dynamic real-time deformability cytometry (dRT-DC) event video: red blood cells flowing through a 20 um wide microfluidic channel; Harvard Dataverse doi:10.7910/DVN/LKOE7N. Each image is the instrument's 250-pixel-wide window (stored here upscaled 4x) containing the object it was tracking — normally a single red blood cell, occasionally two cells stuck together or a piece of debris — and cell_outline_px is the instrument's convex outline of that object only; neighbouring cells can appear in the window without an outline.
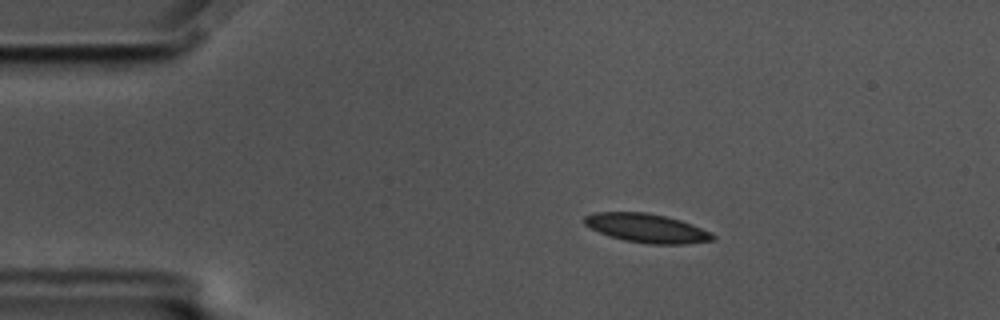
{"species": "common noctule bat (a hibernating species)", "species_latin": "Nyctalus noctula", "temperature_condition": "cold", "stored_images_in_passage": 49, "camera_frame_rate_fps": 3000, "um_per_image_px": 0.085, "animal": {"sex": "male", "body_mass_g": 17.5, "forearm_length_mm": 52.3}, "frame": {"image": 1, "passage_image": 2, "time_ms": 0.333, "image_size_px": [1000, 320], "cell_outline_px": [[716, 240], [684, 244], [648, 244], [624, 240], [600, 232], [584, 224], [584, 216], [592, 212], [648, 212], [680, 220], [692, 224], [712, 232], [716, 236]], "centroid_in_image_um": [55.01, 19.39], "position_along_channel_um": 30.0, "area_um2": 21.62}}
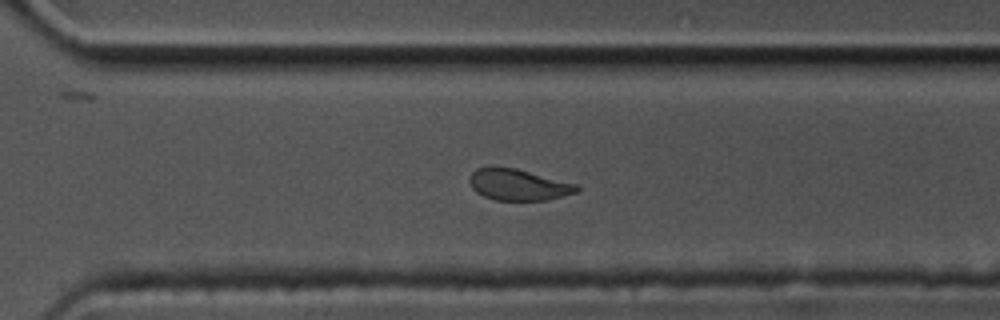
{"frame": {"image": 2, "passage_image": 32, "time_ms": 10.333, "image_size_px": [1000, 320], "cell_outline_px": [[580, 192], [548, 200], [496, 200], [484, 196], [476, 192], [472, 188], [468, 180], [468, 176], [476, 168], [516, 168], [580, 184]], "centroid_in_image_um": [44.12, 15.71], "position_along_channel_um": 326.5, "area_um2": 19.77}}
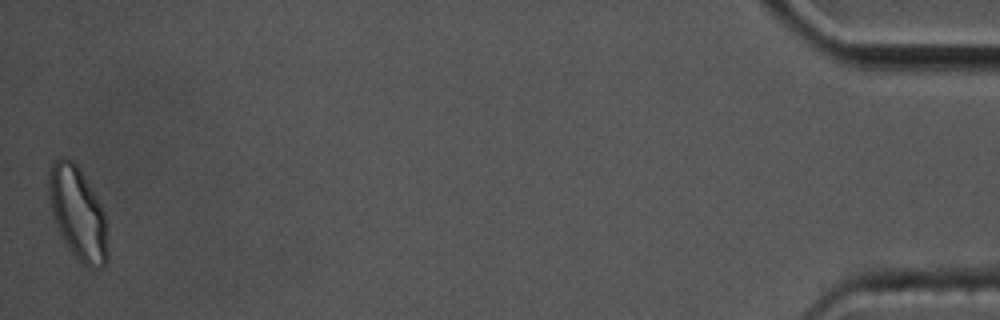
{"frame": {"image": 3, "passage_image": 49, "time_ms": 16.0, "image_size_px": [1000, 320], "cell_outline_px": [[108, 260], [104, 268], [88, 268], [72, 252], [64, 240], [52, 216], [48, 196], [48, 164], [56, 156], [68, 156], [76, 164], [100, 204], [104, 212], [108, 252]], "centroid_in_image_um": [6.57, 18.08], "position_along_channel_um": 428.6, "area_um2": 31.96}, "authors_computed_cell_mechanics": {"area_um2": 21.5594, "velocity_mm_per_s": 3.4639, "shape_relaxation_time_tau1_ms": 6.1142, "shape_relaxation_time_tau2_ms": 2.4888, "deformation_change_tau1": 0.1398, "deformation_change_tau2": 0.065}}